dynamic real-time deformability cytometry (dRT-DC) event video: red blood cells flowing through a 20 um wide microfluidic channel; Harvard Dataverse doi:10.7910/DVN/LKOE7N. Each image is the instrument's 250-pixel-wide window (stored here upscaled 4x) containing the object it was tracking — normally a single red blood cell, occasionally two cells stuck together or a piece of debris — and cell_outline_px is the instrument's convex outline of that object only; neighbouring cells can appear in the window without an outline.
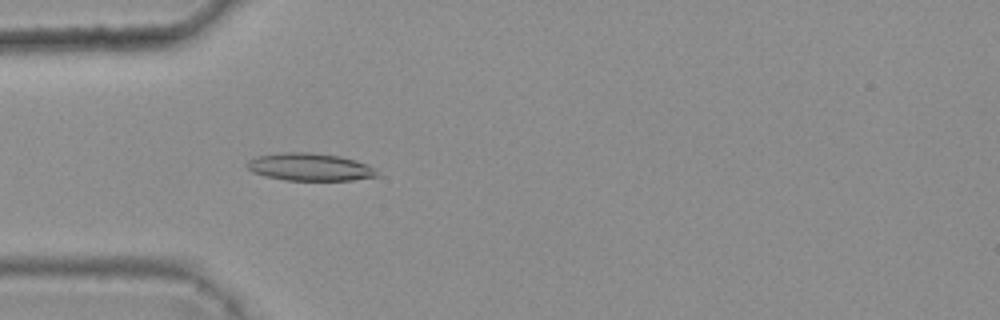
{"species": "common noctule bat (a hibernating species)", "species_latin": "Nyctalus noctula", "temperature_condition": "warm", "stored_images_in_passage": 3, "camera_frame_rate_fps": 3000, "um_per_image_px": 0.085, "animal": {"sex": "female", "body_mass_g": 25.1}, "frame": {"image": 1, "passage_image": 3, "time_ms": 0.667, "image_size_px": [1000, 320], "cell_outline_px": [[380, 176], [352, 180], [284, 180], [264, 176], [252, 172], [248, 168], [248, 160], [256, 156], [284, 152], [312, 152], [340, 156], [356, 160], [368, 164]], "centroid_in_image_um": [26.33, 14.19], "position_along_channel_um": 58.7, "area_um2": 20.92}}